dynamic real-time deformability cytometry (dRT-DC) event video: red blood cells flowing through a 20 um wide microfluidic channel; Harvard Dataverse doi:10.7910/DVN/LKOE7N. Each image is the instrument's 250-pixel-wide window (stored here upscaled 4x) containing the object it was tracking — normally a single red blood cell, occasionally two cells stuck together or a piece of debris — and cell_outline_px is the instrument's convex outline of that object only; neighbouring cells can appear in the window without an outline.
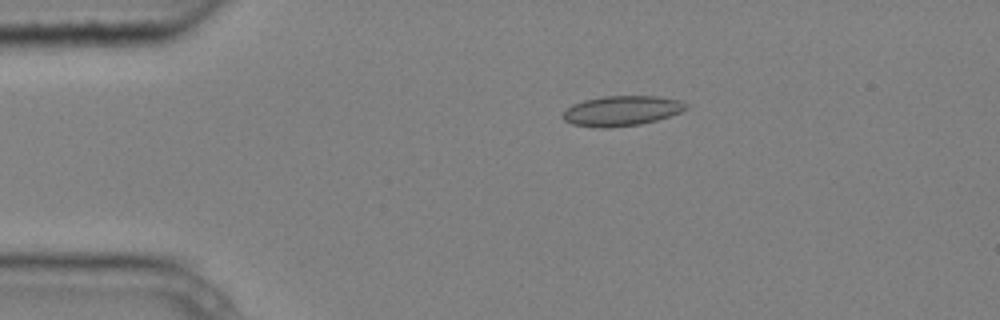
{"species": "common noctule bat (a hibernating species)", "species_latin": "Nyctalus noctula", "temperature_condition": "cold", "stored_images_in_passage": 8, "camera_frame_rate_fps": 3000, "um_per_image_px": 0.085, "animal": {"sex": "male", "body_mass_g": 20.4}, "frame": {"image": 1, "passage_image": 3, "time_ms": 0.667, "image_size_px": [1000, 320], "cell_outline_px": [[688, 108], [680, 112], [656, 120], [640, 124], [608, 128], [600, 128], [572, 124], [564, 120], [564, 112], [572, 104], [584, 100], [604, 96], [656, 96], [680, 100], [688, 104]], "centroid_in_image_um": [52.85, 9.42], "position_along_channel_um": 32.1, "area_um2": 21.44}}
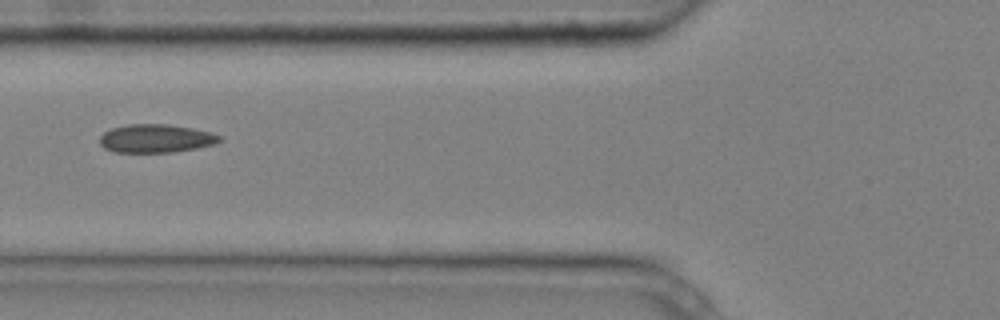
{"frame": {"image": 2, "passage_image": 5, "time_ms": 1.333, "image_size_px": [1000, 320], "cell_outline_px": [[220, 140], [216, 144], [196, 148], [172, 152], [116, 152], [104, 148], [100, 144], [100, 136], [104, 132], [112, 128], [128, 124], [168, 124], [192, 128], [212, 132], [220, 136]], "centroid_in_image_um": [13.25, 11.76], "position_along_channel_um": 112.6, "area_um2": 19.77}}
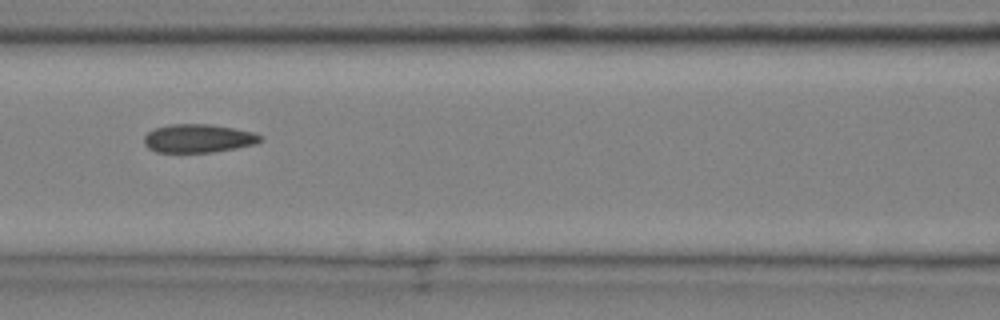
{"frame": {"image": 3, "passage_image": 6, "time_ms": 1.667, "image_size_px": [1000, 320], "cell_outline_px": [[264, 140], [256, 144], [236, 148], [212, 152], [156, 152], [148, 148], [144, 144], [144, 136], [148, 132], [156, 128], [172, 124], [208, 124], [232, 128], [252, 132], [264, 136]], "centroid_in_image_um": [16.88, 11.77], "position_along_channel_um": 149.7, "area_um2": 19.25}}